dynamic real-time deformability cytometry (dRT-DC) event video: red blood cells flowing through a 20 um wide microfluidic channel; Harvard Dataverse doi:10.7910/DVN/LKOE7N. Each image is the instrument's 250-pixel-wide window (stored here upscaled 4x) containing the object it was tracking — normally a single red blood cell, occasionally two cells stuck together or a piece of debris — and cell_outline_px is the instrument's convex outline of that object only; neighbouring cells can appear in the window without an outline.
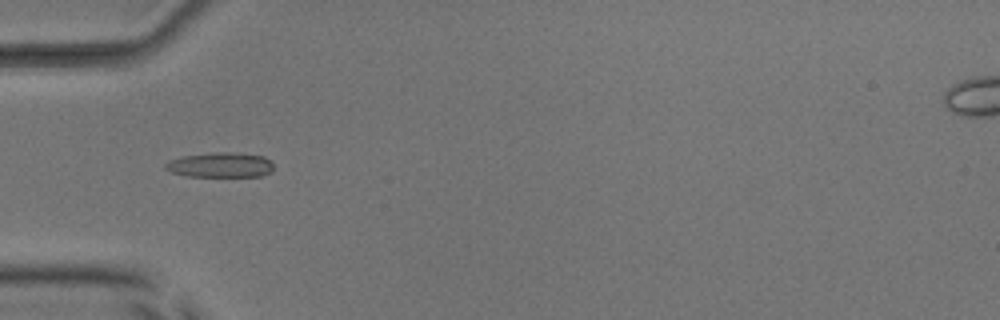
{"species": "common noctule bat (a hibernating species)", "species_latin": "Nyctalus noctula", "temperature_condition": "room temperature", "stored_images_in_passage": 46, "camera_frame_rate_fps": 3000, "um_per_image_px": 0.085, "animal": {"sex": "male", "body_mass_g": 17.9, "forearm_length_mm": 54.2}, "frame": {"image": 1, "passage_image": 11, "time_ms": 3.333, "image_size_px": [1000, 320], "cell_outline_px": [[272, 172], [260, 176], [188, 176], [172, 172], [164, 168], [164, 164], [168, 160], [184, 156], [216, 152], [228, 152], [264, 156], [272, 160]], "centroid_in_image_um": [18.74, 14.02], "position_along_channel_um": 66.3, "area_um2": 15.66}}
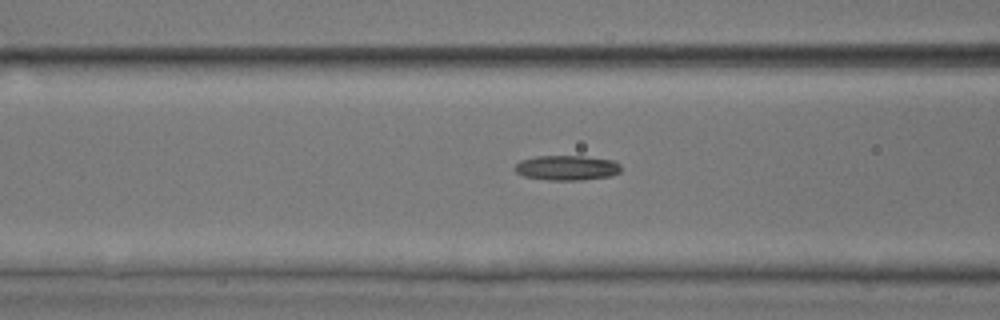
{"frame": {"image": 2, "passage_image": 15, "time_ms": 4.667, "image_size_px": [1000, 320], "cell_outline_px": [[620, 172], [612, 176], [580, 180], [548, 180], [524, 176], [516, 172], [512, 168], [520, 160], [536, 156], [584, 156], [616, 160], [620, 164]], "centroid_in_image_um": [48.19, 14.26], "position_along_channel_um": 118.4, "area_um2": 15.61}}
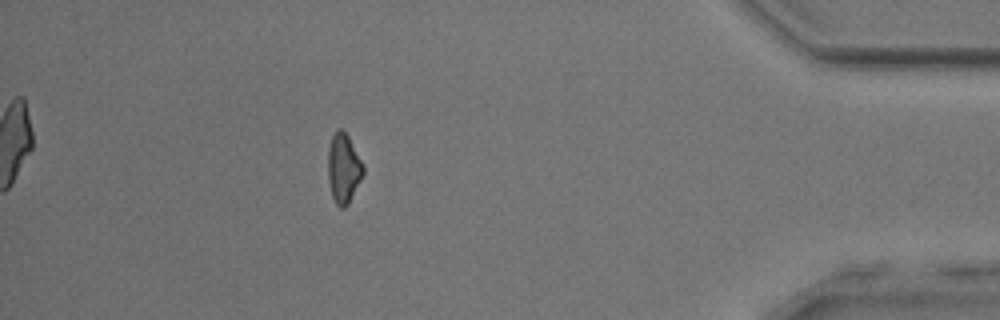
{"frame": {"image": 3, "passage_image": 40, "time_ms": 13.0, "image_size_px": [1000, 320], "cell_outline_px": [[364, 172], [348, 204], [344, 208], [340, 208], [336, 204], [332, 196], [328, 180], [328, 148], [332, 136], [336, 128], [344, 128], [364, 164]], "centroid_in_image_um": [29.19, 14.26], "position_along_channel_um": 406.0, "area_um2": 14.45}, "authors_computed_cell_mechanics": {"area_um2": 14.8257, "velocity_mm_per_s": 4.0039, "shape_relaxation_time_tau1_ms": 4.9302, "shape_relaxation_time_tau2_ms": 3.6754, "deformation_change_tau1": 0.1718, "deformation_change_tau2": 0.1054}}